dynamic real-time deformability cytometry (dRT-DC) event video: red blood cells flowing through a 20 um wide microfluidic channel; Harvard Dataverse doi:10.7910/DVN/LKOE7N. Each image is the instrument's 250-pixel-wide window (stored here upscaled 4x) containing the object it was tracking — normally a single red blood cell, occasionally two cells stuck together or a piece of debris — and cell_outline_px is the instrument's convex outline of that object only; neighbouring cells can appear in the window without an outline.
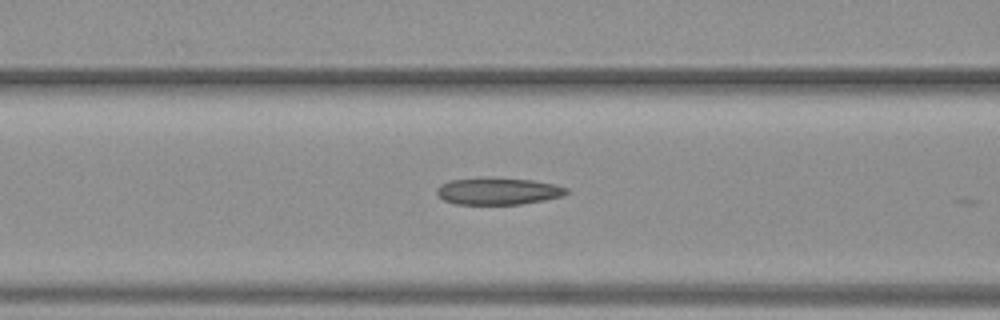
{"species": "common noctule bat (a hibernating species)", "species_latin": "Nyctalus noctula", "temperature_condition": "warm", "stored_images_in_passage": 11, "camera_frame_rate_fps": 3000, "um_per_image_px": 0.085, "animal": {"sex": "female", "body_mass_g": 19.3, "forearm_length_mm": 54.1}, "frame": {"image": 1, "passage_image": 9, "time_ms": 2.667, "image_size_px": [1000, 320], "cell_outline_px": [[568, 192], [560, 196], [544, 200], [520, 204], [456, 204], [444, 200], [436, 192], [436, 188], [440, 184], [448, 180], [492, 176], [532, 180], [556, 184], [568, 188]], "centroid_in_image_um": [42.31, 16.22], "position_along_channel_um": 124.3, "area_um2": 20.69}}